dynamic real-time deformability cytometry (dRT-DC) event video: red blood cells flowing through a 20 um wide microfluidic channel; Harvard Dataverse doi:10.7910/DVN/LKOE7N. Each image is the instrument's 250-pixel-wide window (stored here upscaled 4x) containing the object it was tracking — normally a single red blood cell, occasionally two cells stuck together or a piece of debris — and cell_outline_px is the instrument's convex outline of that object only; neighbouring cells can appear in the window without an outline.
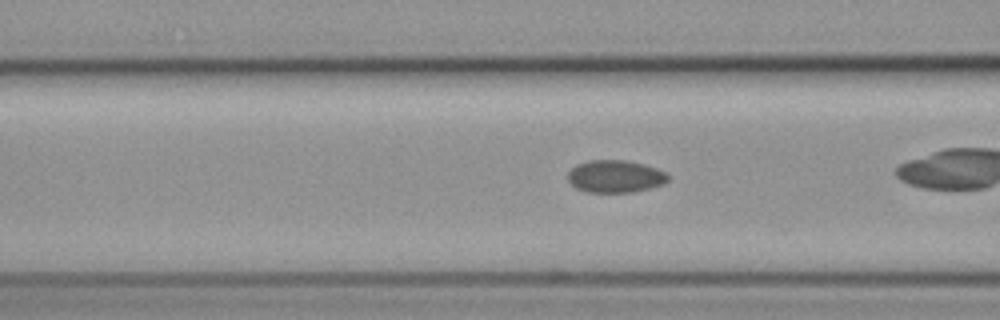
{"species": "common noctule bat (a hibernating species)", "species_latin": "Nyctalus noctula", "temperature_condition": "cold", "stored_images_in_passage": 30, "camera_frame_rate_fps": 3000, "um_per_image_px": 0.085, "animal": {"sex": "female", "body_mass_g": 19.3, "forearm_length_mm": 54.1}, "frame": {"image": 1, "passage_image": 9, "time_ms": 2.667, "image_size_px": [1000, 320], "cell_outline_px": [[668, 180], [664, 184], [632, 192], [588, 192], [576, 188], [568, 180], [568, 172], [576, 164], [588, 160], [624, 160], [644, 164], [656, 168], [664, 172], [668, 176]], "centroid_in_image_um": [52.27, 14.98], "position_along_channel_um": 114.3, "area_um2": 18.84}}